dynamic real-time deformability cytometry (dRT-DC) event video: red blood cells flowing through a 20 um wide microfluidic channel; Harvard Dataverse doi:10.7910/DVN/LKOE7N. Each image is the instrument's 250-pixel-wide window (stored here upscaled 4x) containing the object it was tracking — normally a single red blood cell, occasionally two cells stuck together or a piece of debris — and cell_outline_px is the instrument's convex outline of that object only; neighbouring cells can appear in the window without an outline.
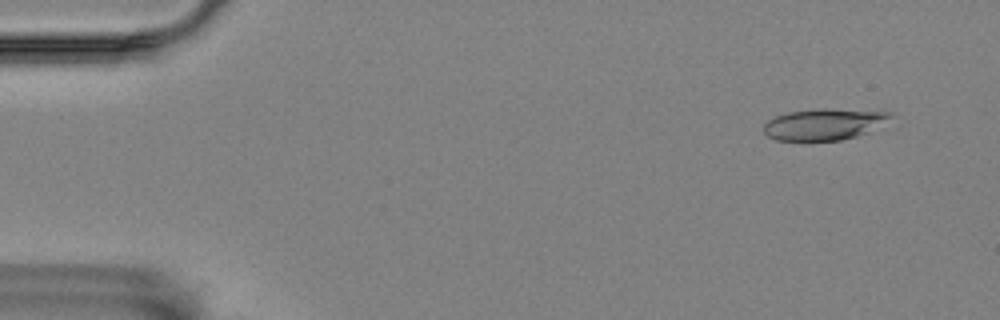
{"species": "Egyptian fruit bat (a non-hibernating species)", "species_latin": "Rousettus aegyptiacus", "temperature_condition": "room temperature", "stored_images_in_passage": 4, "camera_frame_rate_fps": 3000, "um_per_image_px": 0.085, "animal": {"sex": "female"}, "frame": {"image": 1, "passage_image": 2, "time_ms": 0.333, "image_size_px": [1000, 320], "cell_outline_px": [[892, 116], [868, 132], [856, 136], [840, 140], [808, 144], [776, 140], [768, 136], [764, 132], [764, 124], [768, 120], [776, 116], [788, 112], [824, 108], [892, 112]], "centroid_in_image_um": [69.96, 10.61], "position_along_channel_um": 15.0, "area_um2": 23.7}}